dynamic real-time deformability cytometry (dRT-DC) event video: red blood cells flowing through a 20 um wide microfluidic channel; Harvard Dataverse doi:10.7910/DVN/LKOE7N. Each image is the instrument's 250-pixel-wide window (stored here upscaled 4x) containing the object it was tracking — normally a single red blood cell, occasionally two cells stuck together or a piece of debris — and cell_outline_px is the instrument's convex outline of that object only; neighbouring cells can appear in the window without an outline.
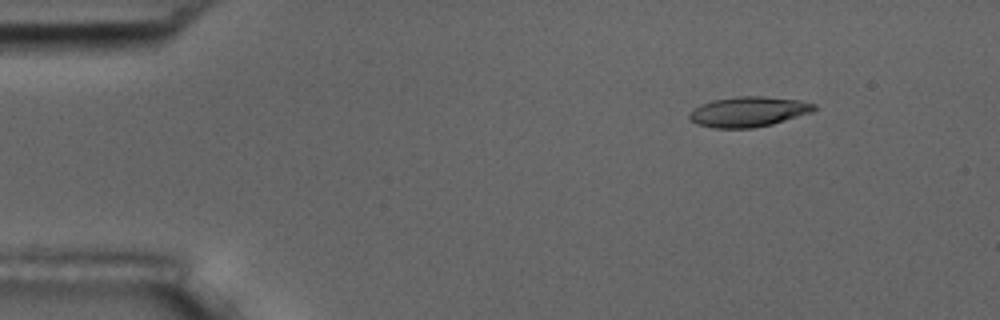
{"species": "common noctule bat (a hibernating species)", "species_latin": "Nyctalus noctula", "temperature_condition": "room temperature", "stored_images_in_passage": 5, "camera_frame_rate_fps": 3000, "um_per_image_px": 0.085, "animal": {"sex": "male", "body_mass_g": 17.5, "forearm_length_mm": 52.3}, "frame": {"image": 1, "passage_image": 2, "time_ms": 0.333, "image_size_px": [1000, 320], "cell_outline_px": [[816, 108], [812, 112], [772, 124], [752, 128], [712, 128], [696, 124], [688, 116], [700, 104], [712, 100], [736, 96], [764, 96], [800, 100], [816, 104]], "centroid_in_image_um": [63.63, 9.49], "position_along_channel_um": 21.4, "area_um2": 21.91}}
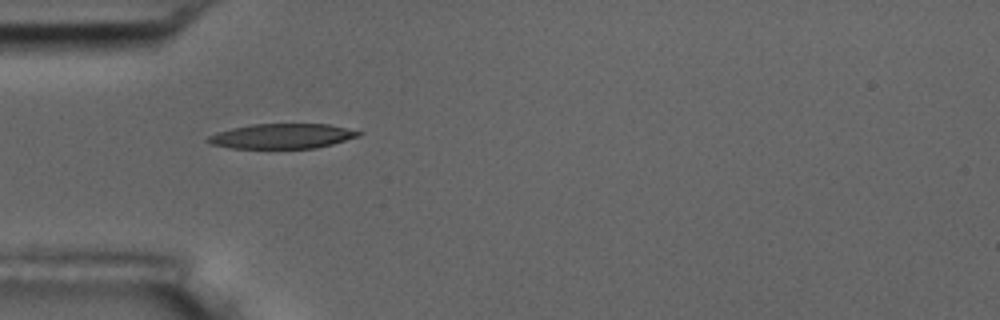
{"frame": {"image": 2, "passage_image": 4, "time_ms": 1.0, "image_size_px": [1000, 320], "cell_outline_px": [[364, 132], [360, 136], [332, 144], [316, 148], [232, 148], [208, 144], [204, 140], [208, 136], [216, 132], [232, 128], [252, 124], [328, 124]], "centroid_in_image_um": [23.94, 11.57], "position_along_channel_um": 61.1, "area_um2": 21.96}}